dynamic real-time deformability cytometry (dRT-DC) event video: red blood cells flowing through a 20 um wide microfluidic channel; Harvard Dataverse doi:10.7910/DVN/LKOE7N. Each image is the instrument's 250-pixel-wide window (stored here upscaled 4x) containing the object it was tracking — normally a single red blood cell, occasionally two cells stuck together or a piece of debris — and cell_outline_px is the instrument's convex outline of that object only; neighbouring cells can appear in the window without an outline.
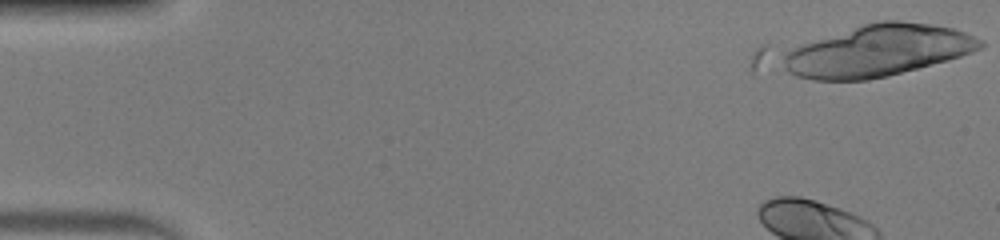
{"species": "human", "species_latin": "Homo sapiens", "temperature_condition": "warm", "stored_images_in_passage": 3, "camera_frame_rate_fps": 3000, "um_per_image_px": 0.085, "donor": {"sex": "male"}, "frame": {"image": 1, "passage_image": 1, "time_ms": 0.0, "image_size_px": [1000, 240], "cell_outline_px": [[984, 48], [948, 60], [888, 76], [868, 80], [812, 80], [796, 76], [788, 72], [784, 68], [784, 52], [792, 48], [864, 24], [880, 20], [900, 20], [932, 24], [952, 28], [964, 32], [984, 40]], "centroid_in_image_um": [74.67, 4.32], "position_along_channel_um": 10.3, "area_um2": 58.78}}